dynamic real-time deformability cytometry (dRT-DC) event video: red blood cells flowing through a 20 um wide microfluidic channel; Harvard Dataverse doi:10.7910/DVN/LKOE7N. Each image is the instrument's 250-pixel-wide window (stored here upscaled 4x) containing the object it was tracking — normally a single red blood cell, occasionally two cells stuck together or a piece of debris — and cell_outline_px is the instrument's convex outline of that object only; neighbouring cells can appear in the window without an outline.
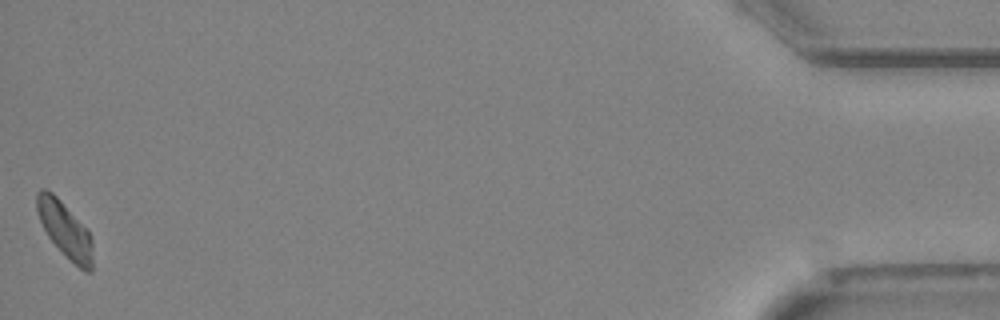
{"species": "Egyptian fruit bat (a non-hibernating species)", "species_latin": "Rousettus aegyptiacus", "temperature_condition": "cold", "stored_images_in_passage": 53, "camera_frame_rate_fps": 3000, "um_per_image_px": 0.085, "animal": {"sex": "female"}, "frame": {"image": 1, "passage_image": 53, "time_ms": 17.333, "image_size_px": [1000, 320], "cell_outline_px": [[92, 272], [84, 272], [48, 236], [40, 220], [36, 208], [36, 192], [40, 188], [44, 188], [52, 192], [88, 228], [92, 236]], "centroid_in_image_um": [5.54, 19.47], "position_along_channel_um": 429.7, "area_um2": 17.92}, "authors_computed_cell_mechanics": {"area_um2": 19.1318, "velocity_mm_per_s": 3.8938, "shape_relaxation_time_tau1_ms": 9.8664, "shape_relaxation_time_tau2_ms": null, "deformation_change_tau1": 0.1743, "deformation_change_tau2": null}}